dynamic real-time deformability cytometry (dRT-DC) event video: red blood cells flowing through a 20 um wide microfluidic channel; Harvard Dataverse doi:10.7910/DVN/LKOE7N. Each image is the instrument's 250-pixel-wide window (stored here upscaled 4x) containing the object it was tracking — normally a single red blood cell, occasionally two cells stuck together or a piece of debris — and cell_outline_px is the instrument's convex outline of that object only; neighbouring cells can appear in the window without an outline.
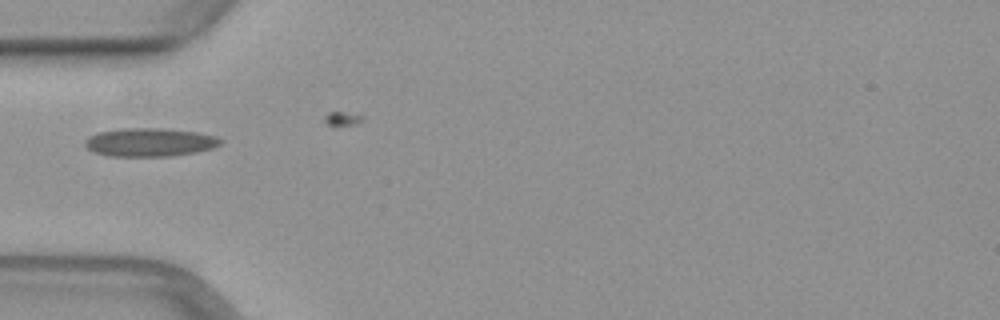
{"species": "common noctule bat (a hibernating species)", "species_latin": "Nyctalus noctula", "temperature_condition": "warm", "stored_images_in_passage": 4, "camera_frame_rate_fps": 3000, "um_per_image_px": 0.085, "animal": {"sex": "female", "body_mass_g": 29.2, "forearm_length_mm": 56.3}, "frame": {"image": 1, "passage_image": 1, "time_ms": 0.0, "image_size_px": [1000, 320], "cell_outline_px": [[224, 140], [220, 144], [212, 148], [196, 152], [168, 156], [108, 156], [92, 152], [84, 144], [84, 140], [88, 136], [96, 132], [124, 128], [164, 128], [196, 132], [216, 136]], "centroid_in_image_um": [12.69, 12.08], "position_along_channel_um": 72.3, "area_um2": 22.6}}
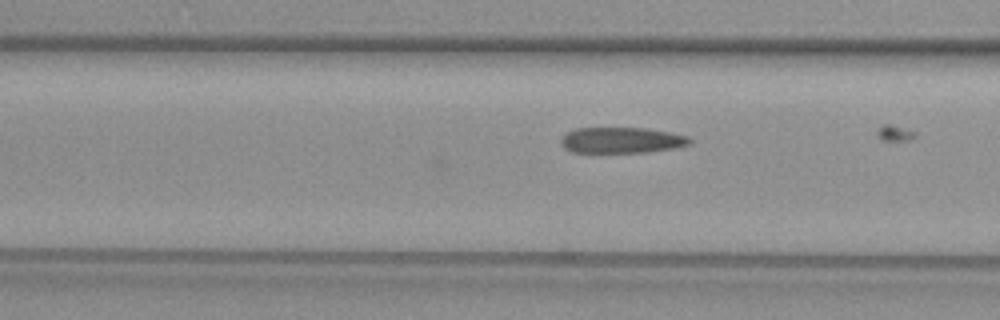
{"frame": {"image": 2, "passage_image": 4, "time_ms": 1.0, "image_size_px": [1000, 320], "cell_outline_px": [[692, 144], [672, 148], [648, 152], [572, 152], [564, 148], [560, 144], [560, 140], [568, 132], [576, 128], [644, 128], [672, 132], [688, 136], [692, 140]], "centroid_in_image_um": [52.86, 11.91], "position_along_channel_um": 113.7, "area_um2": 19.42}}